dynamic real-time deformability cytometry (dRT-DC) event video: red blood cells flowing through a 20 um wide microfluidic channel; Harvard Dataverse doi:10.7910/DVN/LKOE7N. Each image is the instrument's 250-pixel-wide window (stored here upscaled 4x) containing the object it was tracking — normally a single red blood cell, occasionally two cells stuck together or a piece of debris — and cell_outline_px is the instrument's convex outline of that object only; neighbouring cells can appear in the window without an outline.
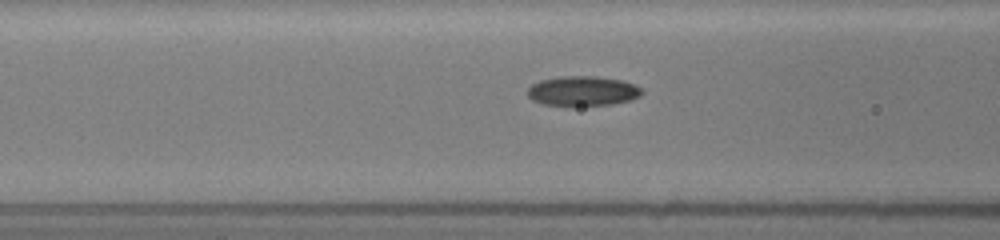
{"species": "common noctule bat (a hibernating species)", "species_latin": "Nyctalus noctula", "temperature_condition": "room temperature", "stored_images_in_passage": 25, "camera_frame_rate_fps": 3000, "um_per_image_px": 0.085, "animal": {"sex": "female", "body_mass_g": 19.5, "forearm_length_mm": 54.1}, "frame": {"image": 1, "passage_image": 5, "time_ms": 1.333, "image_size_px": [1000, 240], "cell_outline_px": [[644, 92], [640, 96], [628, 100], [612, 104], [540, 104], [532, 100], [528, 96], [528, 88], [532, 84], [540, 80], [560, 76], [596, 76], [620, 80], [632, 84], [640, 88]], "centroid_in_image_um": [49.5, 7.71], "position_along_channel_um": 117.1, "area_um2": 19.36}}
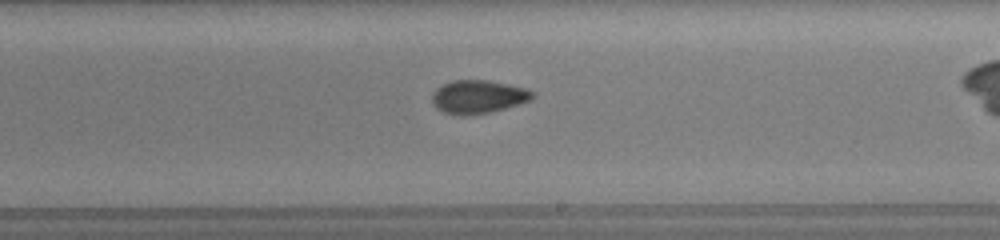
{"frame": {"image": 2, "passage_image": 14, "time_ms": 4.667, "image_size_px": [1000, 240], "cell_outline_px": [[536, 96], [532, 100], [492, 112], [464, 116], [460, 116], [444, 112], [436, 108], [432, 104], [432, 92], [436, 88], [452, 80], [488, 80], [524, 88], [536, 92]], "centroid_in_image_um": [40.64, 8.24], "position_along_channel_um": 248.4, "area_um2": 19.71}}
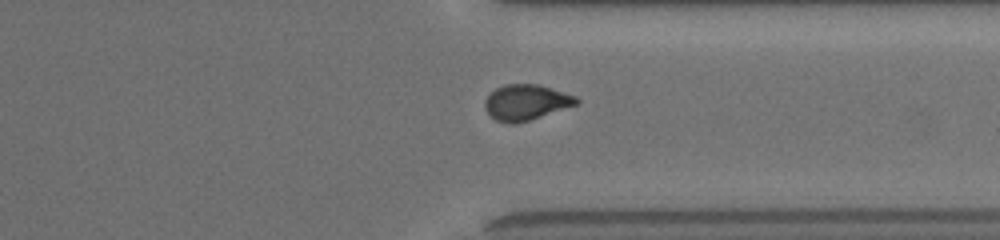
{"frame": {"image": 3, "passage_image": 23, "time_ms": 7.667, "image_size_px": [1000, 240], "cell_outline_px": [[580, 100], [576, 104], [516, 124], [512, 124], [496, 120], [484, 108], [484, 100], [496, 88], [504, 84], [540, 84], [576, 96]], "centroid_in_image_um": [44.69, 8.68], "position_along_channel_um": 366.7, "area_um2": 18.73}}